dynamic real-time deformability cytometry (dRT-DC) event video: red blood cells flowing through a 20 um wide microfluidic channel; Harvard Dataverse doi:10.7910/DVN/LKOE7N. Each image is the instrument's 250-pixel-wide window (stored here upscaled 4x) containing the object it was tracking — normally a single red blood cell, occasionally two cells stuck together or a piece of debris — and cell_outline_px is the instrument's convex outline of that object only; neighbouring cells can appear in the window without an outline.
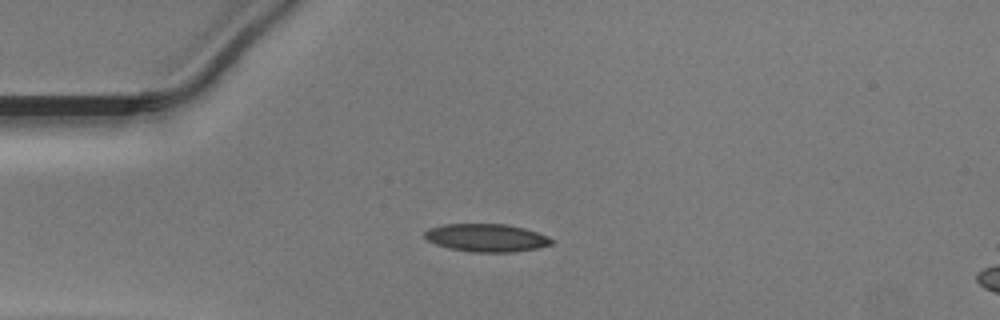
{"species": "Egyptian fruit bat (a non-hibernating species)", "species_latin": "Rousettus aegyptiacus", "temperature_condition": "warm", "stored_images_in_passage": 38, "camera_frame_rate_fps": 3000, "um_per_image_px": 0.085, "animal": {"sex": "male"}, "frame": {"image": 1, "passage_image": 1, "time_ms": 0.0, "image_size_px": [1000, 320], "cell_outline_px": [[552, 244], [536, 248], [512, 252], [472, 252], [448, 248], [436, 244], [428, 240], [424, 236], [424, 232], [428, 228], [444, 224], [504, 224], [524, 228], [548, 236], [552, 240]], "centroid_in_image_um": [41.31, 20.21], "position_along_channel_um": 43.7, "area_um2": 20.52}}
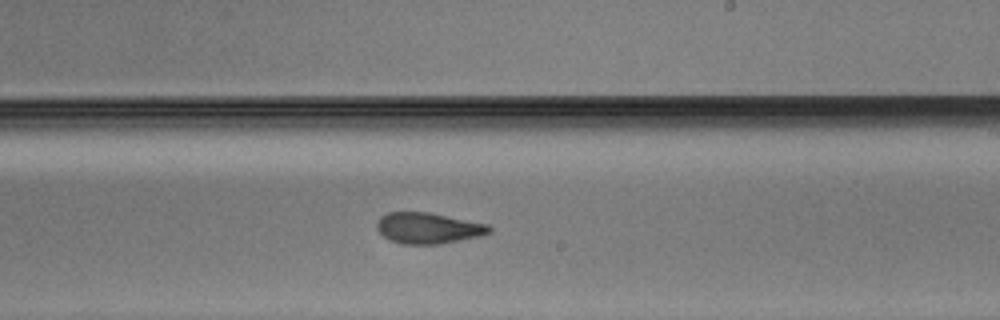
{"frame": {"image": 2, "passage_image": 18, "time_ms": 5.667, "image_size_px": [1000, 320], "cell_outline_px": [[492, 232], [480, 236], [440, 244], [404, 244], [388, 240], [376, 228], [376, 224], [380, 216], [388, 212], [428, 212], [488, 224], [492, 228]], "centroid_in_image_um": [36.39, 19.39], "position_along_channel_um": 252.6, "area_um2": 20.35}}
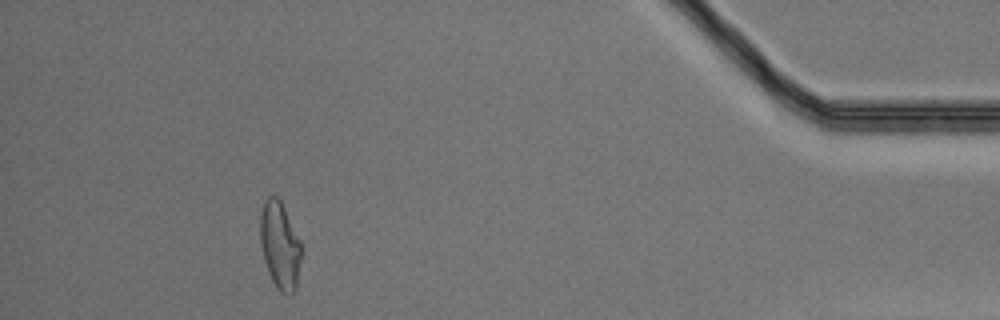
{"frame": {"image": 3, "passage_image": 34, "time_ms": 11.0, "image_size_px": [1000, 320], "cell_outline_px": [[300, 260], [296, 288], [292, 296], [288, 296], [280, 292], [276, 288], [268, 272], [264, 260], [260, 244], [260, 212], [264, 200], [268, 196], [276, 196], [280, 200], [300, 240]], "centroid_in_image_um": [23.77, 20.88], "position_along_channel_um": 411.4, "area_um2": 20.92}}